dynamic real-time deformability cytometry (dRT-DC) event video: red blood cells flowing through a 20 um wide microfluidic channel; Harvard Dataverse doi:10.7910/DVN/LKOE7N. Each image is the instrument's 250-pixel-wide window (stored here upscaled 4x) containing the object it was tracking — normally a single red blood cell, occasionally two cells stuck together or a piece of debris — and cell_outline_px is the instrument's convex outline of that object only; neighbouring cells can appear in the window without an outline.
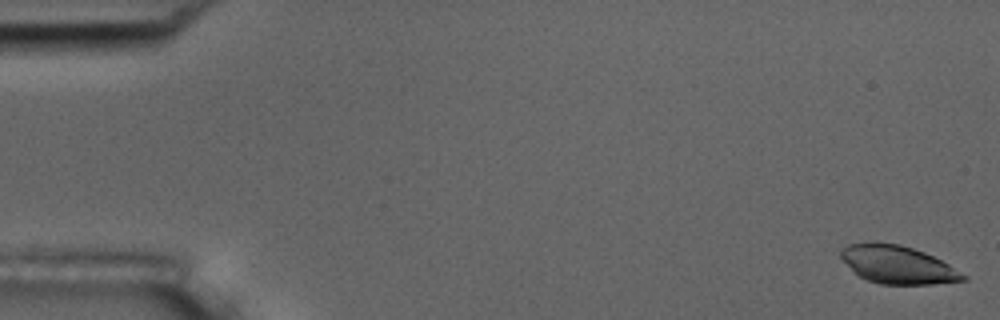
{"species": "common noctule bat (a hibernating species)", "species_latin": "Nyctalus noctula", "temperature_condition": "room temperature", "stored_images_in_passage": 5, "camera_frame_rate_fps": 3000, "um_per_image_px": 0.085, "animal": {"sex": "male", "body_mass_g": 17.5, "forearm_length_mm": 52.3}, "frame": {"image": 1, "passage_image": 1, "time_ms": 0.0, "image_size_px": [1000, 320], "cell_outline_px": [[968, 280], [932, 284], [880, 284], [868, 280], [852, 272], [840, 256], [840, 248], [848, 244], [872, 240], [900, 244], [924, 252], [948, 264], [968, 276]], "centroid_in_image_um": [76.25, 22.47], "position_along_channel_um": 8.7, "area_um2": 27.4}}
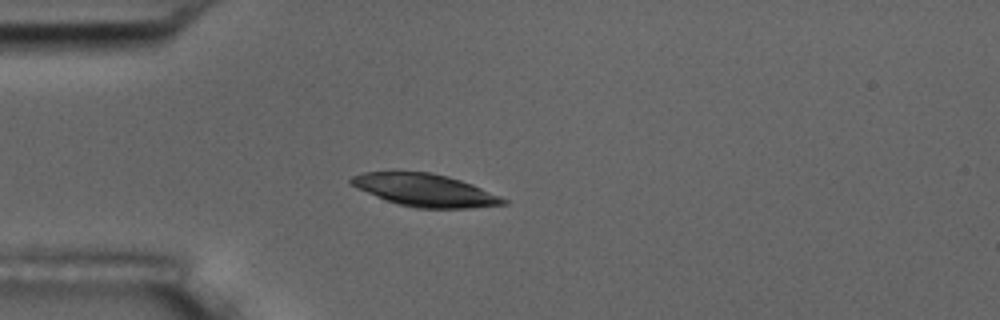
{"frame": {"image": 2, "passage_image": 5, "time_ms": 4.667, "image_size_px": [1000, 320], "cell_outline_px": [[508, 204], [472, 208], [416, 208], [400, 204], [376, 196], [356, 188], [348, 180], [352, 176], [364, 172], [432, 172], [448, 176], [472, 184], [500, 196], [508, 200]], "centroid_in_image_um": [36.15, 16.16], "position_along_channel_um": 48.8, "area_um2": 28.67}}